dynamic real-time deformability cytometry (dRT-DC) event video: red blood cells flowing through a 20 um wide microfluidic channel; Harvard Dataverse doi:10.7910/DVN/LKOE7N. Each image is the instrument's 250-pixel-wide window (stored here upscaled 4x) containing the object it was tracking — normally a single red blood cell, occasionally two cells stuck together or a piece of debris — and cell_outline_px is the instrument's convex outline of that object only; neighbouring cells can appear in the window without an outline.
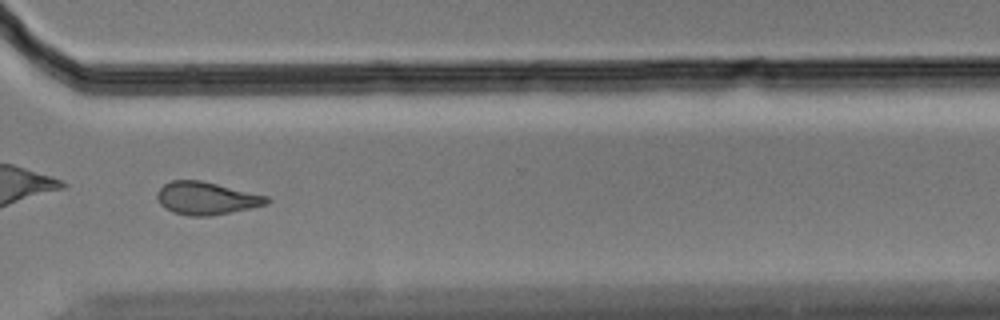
{"species": "Egyptian fruit bat (a non-hibernating species)", "species_latin": "Rousettus aegyptiacus", "temperature_condition": "cold", "stored_images_in_passage": 46, "camera_frame_rate_fps": 3000, "um_per_image_px": 0.085, "animal": {"sex": "male"}, "frame": {"image": 1, "passage_image": 33, "time_ms": 10.667, "image_size_px": [1000, 320], "cell_outline_px": [[272, 200], [268, 204], [208, 216], [188, 216], [172, 212], [164, 208], [160, 204], [156, 196], [156, 192], [164, 184], [172, 180], [200, 180], [268, 196]], "centroid_in_image_um": [17.51, 16.85], "position_along_channel_um": 353.1, "area_um2": 20.81}, "authors_computed_cell_mechanics": {"area_um2": 21.0392, "velocity_mm_per_s": 3.5197, "shape_relaxation_time_tau1_ms": null, "shape_relaxation_time_tau2_ms": 7.9686, "deformation_change_tau1": null, "deformation_change_tau2": 0.1545}}